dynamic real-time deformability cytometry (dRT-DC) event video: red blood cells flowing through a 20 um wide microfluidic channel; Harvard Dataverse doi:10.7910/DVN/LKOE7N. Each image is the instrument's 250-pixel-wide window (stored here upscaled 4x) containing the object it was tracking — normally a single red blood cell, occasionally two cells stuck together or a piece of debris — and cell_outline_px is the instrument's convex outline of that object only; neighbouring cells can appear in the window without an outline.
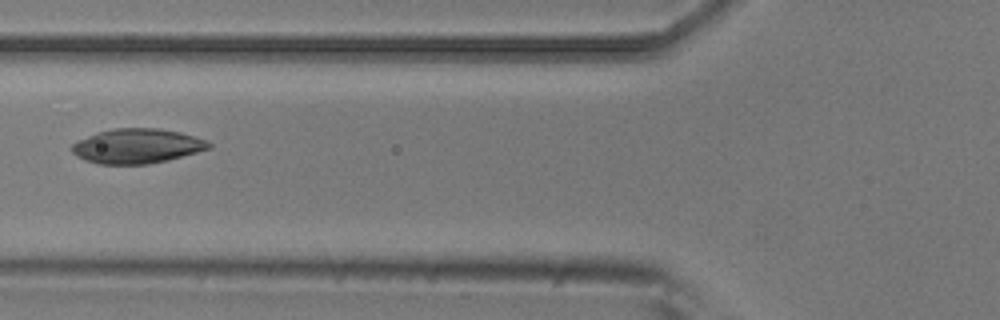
{"species": "common noctule bat (a hibernating species)", "species_latin": "Nyctalus noctula", "temperature_condition": "room temperature", "stored_images_in_passage": 3, "camera_frame_rate_fps": 3000, "um_per_image_px": 0.085, "animal": {"sex": "male", "body_mass_g": 20.5, "forearm_length_mm": 52.5}, "frame": {"image": 1, "passage_image": 3, "time_ms": 0.667, "image_size_px": [1000, 320], "cell_outline_px": [[212, 148], [168, 160], [148, 164], [100, 164], [84, 160], [76, 156], [72, 152], [72, 144], [96, 132], [112, 128], [160, 128], [180, 132], [208, 140], [212, 144]], "centroid_in_image_um": [11.68, 12.41], "position_along_channel_um": 114.1, "area_um2": 27.8}}